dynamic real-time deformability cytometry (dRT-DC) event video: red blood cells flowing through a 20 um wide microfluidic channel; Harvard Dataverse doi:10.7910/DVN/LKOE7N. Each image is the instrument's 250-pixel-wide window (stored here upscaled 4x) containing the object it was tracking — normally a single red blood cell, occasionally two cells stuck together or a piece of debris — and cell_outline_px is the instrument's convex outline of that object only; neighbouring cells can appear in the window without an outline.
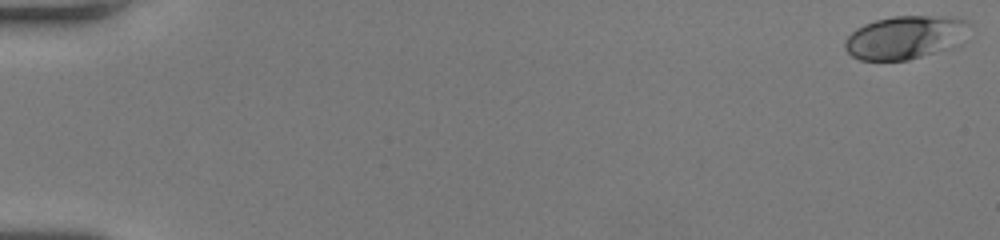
{"species": "human", "species_latin": "Homo sapiens", "temperature_condition": "room temperature", "stored_images_in_passage": 53, "camera_frame_rate_fps": 3000, "um_per_image_px": 0.085, "donor": {"sex": "female"}, "frame": {"image": 1, "passage_image": 1, "time_ms": 0.0, "image_size_px": [1000, 240], "cell_outline_px": [[972, 24], [964, 44], [956, 48], [908, 60], [860, 60], [852, 56], [844, 48], [844, 40], [856, 28], [864, 24], [876, 20], [892, 16], [952, 16], [968, 20]], "centroid_in_image_um": [77.07, 3.18], "position_along_channel_um": 7.9, "area_um2": 32.43}}
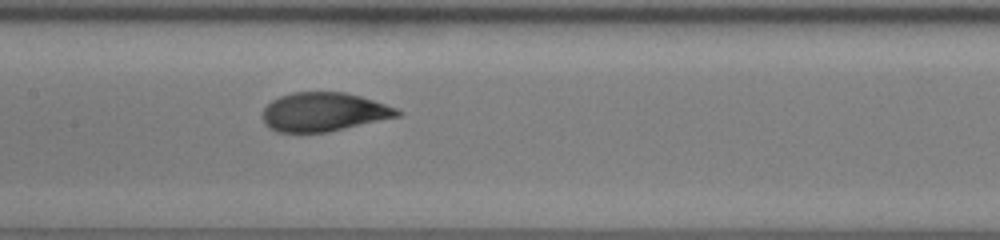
{"frame": {"image": 2, "passage_image": 28, "time_ms": 9.0, "image_size_px": [1000, 240], "cell_outline_px": [[404, 112], [400, 116], [328, 132], [276, 132], [268, 128], [264, 124], [264, 108], [272, 100], [280, 96], [292, 92], [344, 92], [360, 96], [396, 108]], "centroid_in_image_um": [27.51, 9.52], "position_along_channel_um": 179.9, "area_um2": 30.4}}
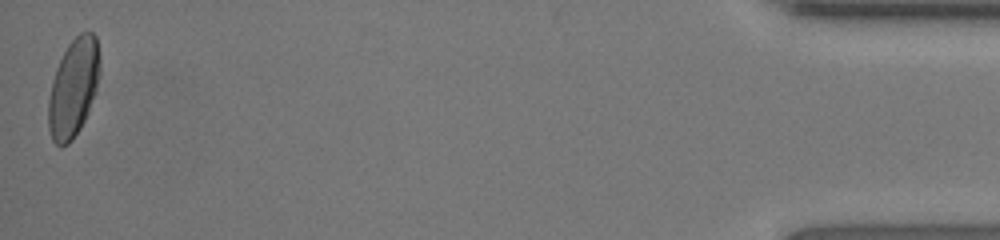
{"frame": {"image": 3, "passage_image": 53, "time_ms": 17.333, "image_size_px": [1000, 240], "cell_outline_px": [[100, 72], [96, 92], [88, 112], [80, 128], [72, 140], [68, 144], [60, 148], [52, 140], [48, 128], [48, 100], [52, 80], [56, 68], [68, 44], [80, 32], [92, 32], [96, 36], [100, 56]], "centroid_in_image_um": [6.25, 7.47], "position_along_channel_um": 429.0, "area_um2": 29.71}, "authors_computed_cell_mechanics": {"area_um2": 30.5762, "velocity_mm_per_s": 4.0382, "shape_relaxation_time_tau1_ms": 3.5935, "shape_relaxation_time_tau2_ms": null, "deformation_change_tau1": 0.1633, "deformation_change_tau2": null}}